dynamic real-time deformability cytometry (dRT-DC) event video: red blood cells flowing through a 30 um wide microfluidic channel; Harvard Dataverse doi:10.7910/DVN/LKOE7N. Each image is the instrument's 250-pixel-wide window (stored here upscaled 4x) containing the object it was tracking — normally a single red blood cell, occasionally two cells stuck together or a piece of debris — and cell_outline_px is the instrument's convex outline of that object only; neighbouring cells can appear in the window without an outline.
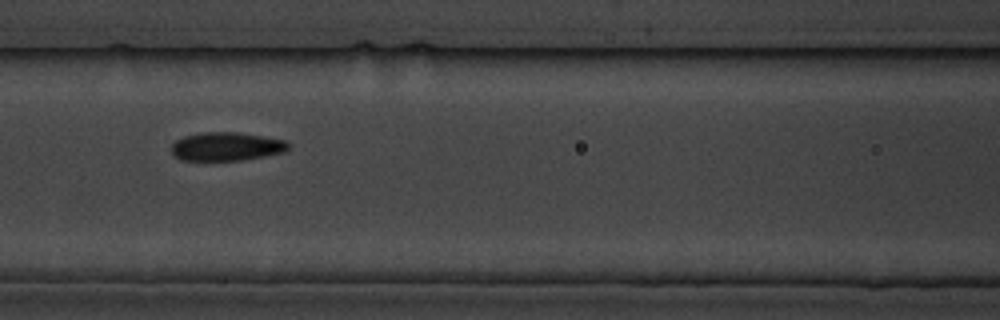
{"species": "common noctule bat (a hibernating species)", "species_latin": "Nyctalus noctula", "temperature_condition": "cold", "stored_images_in_passage": 9, "camera_frame_rate_fps": 3000, "um_per_image_px": 0.085, "animal": {"sex": "male", "body_mass_g": 19.5, "forearm_length_mm": 54.6}, "frame": {"image": 1, "passage_image": 8, "time_ms": 8.333, "image_size_px": [1000, 320], "cell_outline_px": [[288, 152], [240, 160], [180, 160], [172, 152], [172, 144], [176, 140], [184, 136], [200, 132], [236, 132], [264, 136], [284, 140], [288, 144]], "centroid_in_image_um": [19.25, 12.45], "position_along_channel_um": 147.3, "area_um2": 19.42}}
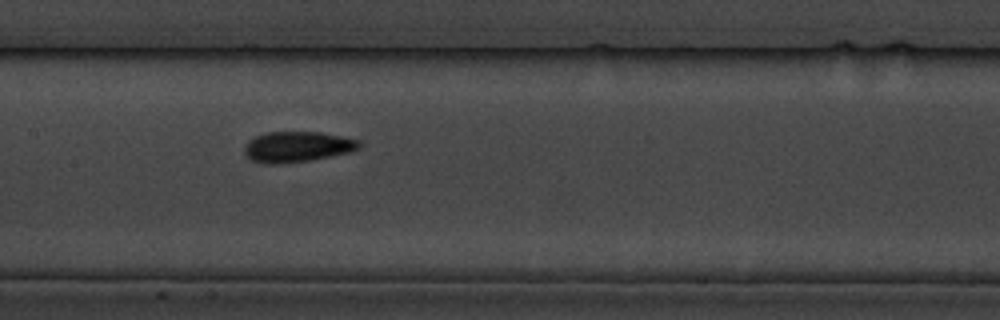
{"frame": {"image": 2, "passage_image": 9, "time_ms": 9.333, "image_size_px": [1000, 320], "cell_outline_px": [[360, 148], [352, 152], [332, 156], [308, 160], [280, 164], [268, 164], [252, 160], [244, 152], [244, 148], [248, 140], [264, 132], [320, 132], [340, 136], [356, 140], [360, 144]], "centroid_in_image_um": [25.25, 12.47], "position_along_channel_um": 182.2, "area_um2": 20.35}}